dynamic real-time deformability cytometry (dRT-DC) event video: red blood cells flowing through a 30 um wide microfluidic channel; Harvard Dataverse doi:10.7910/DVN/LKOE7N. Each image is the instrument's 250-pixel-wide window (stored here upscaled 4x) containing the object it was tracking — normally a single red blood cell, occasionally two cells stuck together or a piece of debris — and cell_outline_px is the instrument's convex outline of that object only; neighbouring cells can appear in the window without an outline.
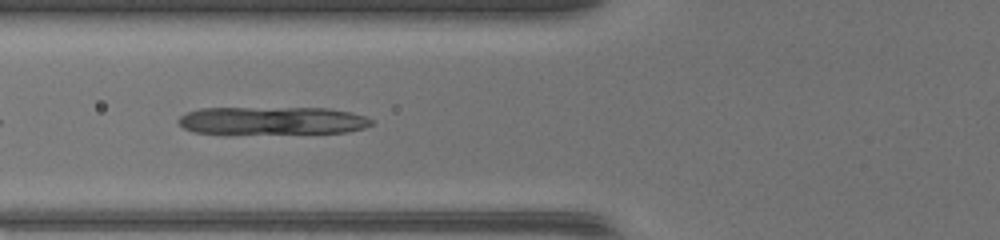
{"species": "common noctule bat (a hibernating species)", "species_latin": "Nyctalus noctula", "temperature_condition": "warm", "stored_images_in_passage": 48, "camera_frame_rate_fps": 3000, "um_per_image_px": 0.085, "animal": {"sex": "female", "body_mass_g": 17.0, "forearm_length_mm": 48.0}, "frame": {"image": 1, "passage_image": 19, "time_ms": 6.0, "image_size_px": [1000, 240], "cell_outline_px": [[372, 124], [364, 128], [348, 132], [192, 132], [184, 128], [176, 120], [180, 116], [188, 112], [200, 108], [328, 108], [352, 112], [368, 116], [372, 120]], "centroid_in_image_um": [23.19, 10.22], "position_along_channel_um": 102.6, "area_um2": 30.69}}
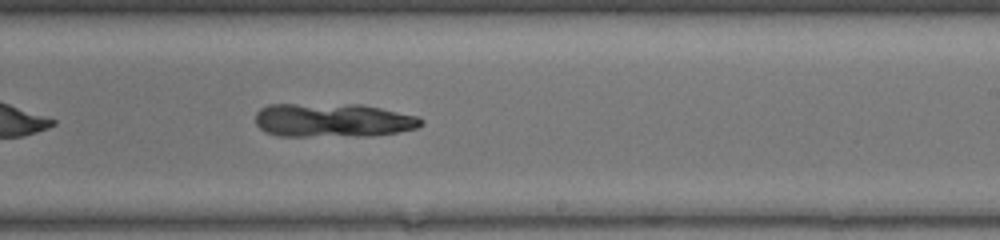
{"frame": {"image": 2, "passage_image": 30, "time_ms": 9.667, "image_size_px": [1000, 240], "cell_outline_px": [[424, 124], [416, 128], [396, 132], [372, 136], [276, 136], [264, 132], [256, 124], [256, 112], [260, 108], [268, 104], [360, 104], [420, 116], [424, 120]], "centroid_in_image_um": [28.29, 10.22], "position_along_channel_um": 260.7, "area_um2": 33.12}}
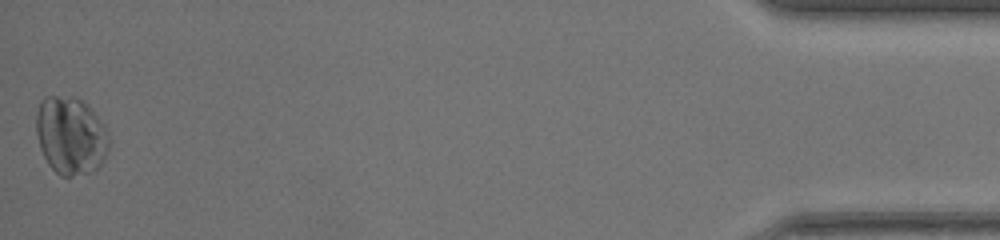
{"frame": {"image": 3, "passage_image": 48, "time_ms": 15.667, "image_size_px": [1000, 240], "cell_outline_px": [[108, 148], [104, 160], [92, 172], [72, 176], [60, 176], [48, 164], [40, 148], [36, 132], [36, 112], [40, 100], [44, 96], [76, 96], [88, 104], [92, 108], [104, 124], [108, 136]], "centroid_in_image_um": [6.0, 11.49], "position_along_channel_um": 429.2, "area_um2": 33.41}}